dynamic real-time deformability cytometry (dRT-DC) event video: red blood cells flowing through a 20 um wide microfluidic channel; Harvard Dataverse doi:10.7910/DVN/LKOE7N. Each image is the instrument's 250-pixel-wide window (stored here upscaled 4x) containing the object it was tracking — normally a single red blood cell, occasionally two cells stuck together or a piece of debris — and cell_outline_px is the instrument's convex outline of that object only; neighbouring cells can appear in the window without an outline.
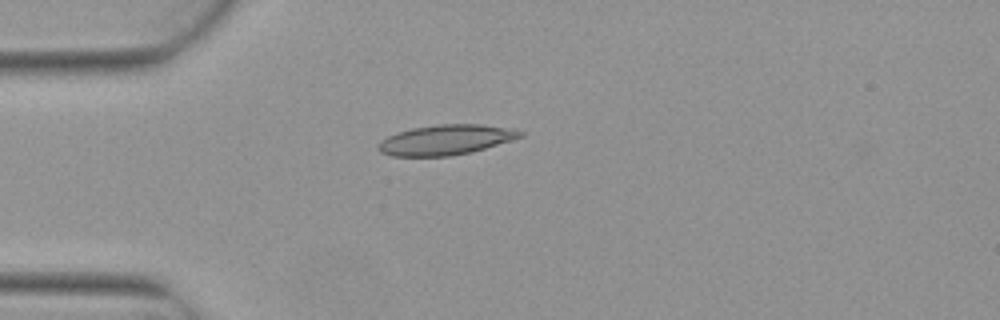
{"species": "Egyptian fruit bat (a non-hibernating species)", "species_latin": "Rousettus aegyptiacus", "temperature_condition": "warm", "stored_images_in_passage": 3, "camera_frame_rate_fps": 3000, "um_per_image_px": 0.085, "animal": {"sex": "female"}, "frame": {"image": 1, "passage_image": 2, "time_ms": 0.333, "image_size_px": [1000, 320], "cell_outline_px": [[524, 136], [512, 140], [472, 152], [452, 156], [392, 156], [380, 152], [376, 148], [376, 144], [380, 140], [396, 132], [412, 128], [440, 124], [480, 124], [516, 128], [524, 132]], "centroid_in_image_um": [37.9, 11.88], "position_along_channel_um": 47.1, "area_um2": 25.26}}